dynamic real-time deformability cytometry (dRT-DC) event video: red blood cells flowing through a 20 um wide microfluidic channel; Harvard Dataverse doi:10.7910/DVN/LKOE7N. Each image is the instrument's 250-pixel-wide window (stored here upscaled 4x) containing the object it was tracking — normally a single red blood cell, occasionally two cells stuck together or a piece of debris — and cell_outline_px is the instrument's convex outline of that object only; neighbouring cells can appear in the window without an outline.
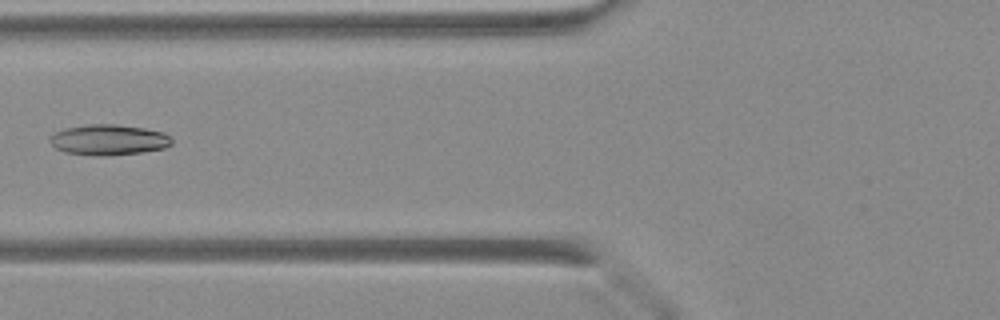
{"species": "Egyptian fruit bat (a non-hibernating species)", "species_latin": "Rousettus aegyptiacus", "temperature_condition": "warm", "stored_images_in_passage": 42, "camera_frame_rate_fps": 3000, "um_per_image_px": 0.085, "animal": {"sex": "female"}, "frame": {"image": 1, "passage_image": 18, "time_ms": 5.667, "image_size_px": [1000, 320], "cell_outline_px": [[172, 144], [164, 148], [144, 152], [104, 156], [100, 156], [64, 152], [56, 148], [48, 140], [56, 132], [64, 128], [88, 124], [116, 124], [144, 128], [164, 132], [172, 136]], "centroid_in_image_um": [9.27, 11.88], "position_along_channel_um": 116.5, "area_um2": 21.85}}
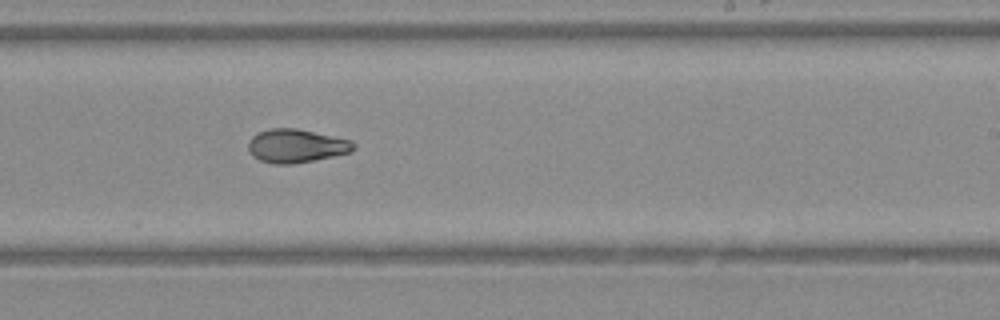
{"frame": {"image": 2, "passage_image": 27, "time_ms": 8.667, "image_size_px": [1000, 320], "cell_outline_px": [[356, 148], [352, 152], [292, 164], [272, 164], [260, 160], [252, 156], [248, 148], [248, 140], [256, 132], [268, 128], [296, 128], [352, 140], [356, 144]], "centroid_in_image_um": [25.16, 12.39], "position_along_channel_um": 263.8, "area_um2": 20.75}}
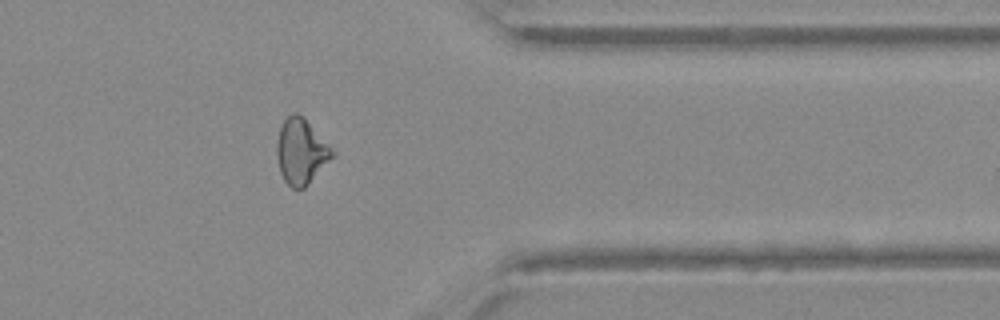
{"frame": {"image": 3, "passage_image": 35, "time_ms": 11.333, "image_size_px": [1000, 320], "cell_outline_px": [[336, 152], [308, 184], [304, 188], [292, 188], [284, 180], [280, 172], [276, 156], [276, 144], [280, 128], [284, 120], [292, 112], [296, 112]], "centroid_in_image_um": [25.55, 12.9], "position_along_channel_um": 385.9, "area_um2": 20.52}}